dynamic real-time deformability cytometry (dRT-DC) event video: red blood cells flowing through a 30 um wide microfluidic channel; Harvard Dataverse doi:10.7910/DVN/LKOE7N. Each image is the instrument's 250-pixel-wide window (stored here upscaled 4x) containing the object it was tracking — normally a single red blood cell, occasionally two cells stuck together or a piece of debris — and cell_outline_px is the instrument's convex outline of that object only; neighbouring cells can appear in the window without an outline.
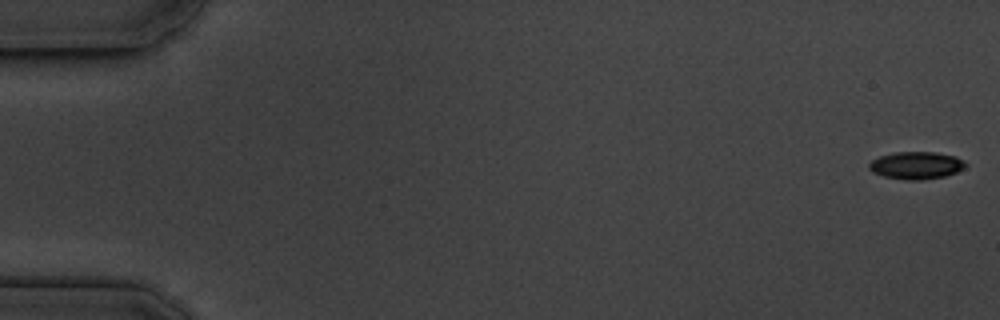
{"species": "common noctule bat (a hibernating species)", "species_latin": "Nyctalus noctula", "temperature_condition": "cold", "stored_images_in_passage": 56, "camera_frame_rate_fps": 3000, "um_per_image_px": 0.085, "animal": {"sex": "male", "body_mass_g": 19.5, "forearm_length_mm": 54.6}, "frame": {"image": 1, "passage_image": 1, "time_ms": 0.0, "image_size_px": [1000, 320], "cell_outline_px": [[968, 164], [964, 168], [956, 172], [944, 176], [920, 180], [908, 180], [884, 176], [872, 172], [868, 168], [868, 164], [872, 160], [880, 156], [896, 152], [936, 152], [956, 156], [964, 160]], "centroid_in_image_um": [77.89, 14.05], "position_along_channel_um": 7.1, "area_um2": 15.43}}
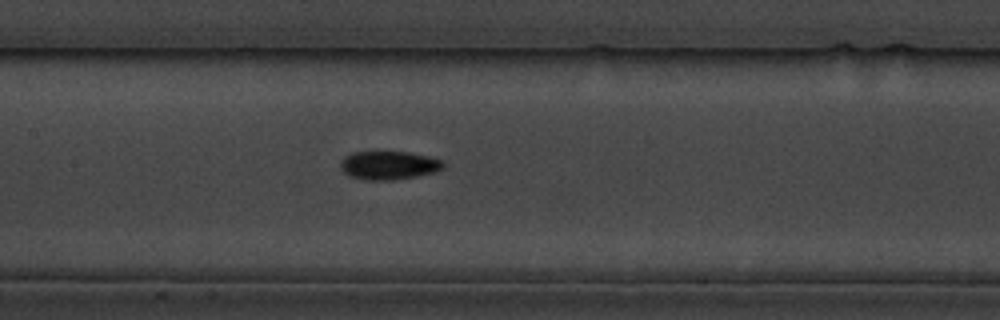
{"frame": {"image": 2, "passage_image": 27, "time_ms": 8.667, "image_size_px": [1000, 320], "cell_outline_px": [[444, 168], [436, 172], [416, 176], [392, 180], [364, 180], [348, 176], [340, 168], [340, 164], [344, 156], [352, 152], [372, 148], [408, 152], [428, 156], [444, 160]], "centroid_in_image_um": [33.0, 14.0], "position_along_channel_um": 174.4, "area_um2": 18.03}}
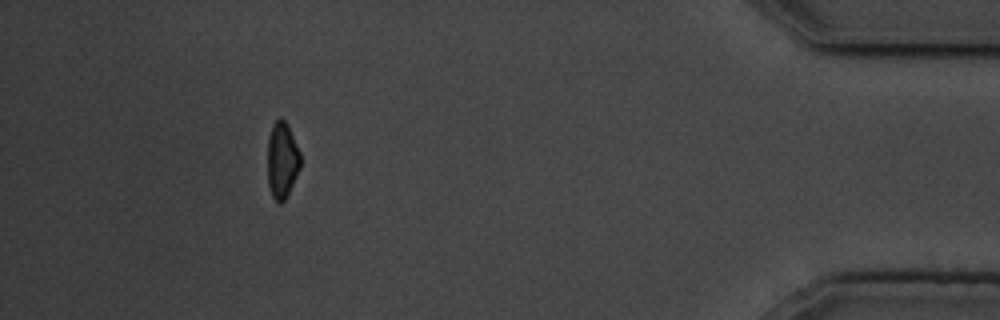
{"frame": {"image": 3, "passage_image": 51, "time_ms": 16.667, "image_size_px": [1000, 320], "cell_outline_px": [[300, 168], [284, 200], [280, 204], [272, 196], [268, 184], [268, 136], [272, 124], [280, 116], [288, 124], [300, 152]], "centroid_in_image_um": [23.97, 13.56], "position_along_channel_um": 411.2, "area_um2": 14.57}, "authors_computed_cell_mechanics": {"area_um2": 16.0395, "velocity_mm_per_s": 3.6441, "shape_relaxation_time_tau1_ms": 3.4554, "shape_relaxation_time_tau2_ms": null, "deformation_change_tau1": 0.1329, "deformation_change_tau2": null}}